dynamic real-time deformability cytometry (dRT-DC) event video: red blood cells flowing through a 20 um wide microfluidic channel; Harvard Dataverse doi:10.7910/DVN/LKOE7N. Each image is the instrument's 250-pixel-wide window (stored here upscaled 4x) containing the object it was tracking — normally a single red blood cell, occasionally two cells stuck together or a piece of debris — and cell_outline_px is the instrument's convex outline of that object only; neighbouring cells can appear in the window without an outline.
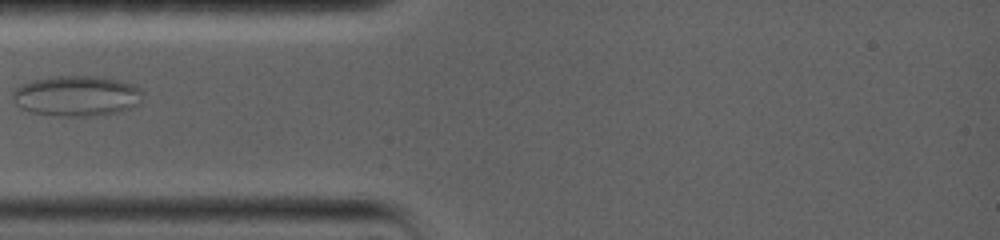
{"species": "common noctule bat (a hibernating species)", "species_latin": "Nyctalus noctula", "temperature_condition": "warm", "stored_images_in_passage": 14, "camera_frame_rate_fps": 5000, "um_per_image_px": 0.085, "animal": {"sex": "female", "body_mass_g": 19.0, "forearm_length_mm": 56.7}, "frame": {"image": 1, "passage_image": 1, "time_ms": 0.0, "image_size_px": [1000, 240], "cell_outline_px": [[140, 104], [120, 112], [92, 116], [60, 116], [28, 112], [20, 108], [12, 100], [12, 92], [20, 84], [32, 80], [52, 76], [100, 76], [120, 80], [132, 84], [140, 88]], "centroid_in_image_um": [6.48, 8.15], "position_along_channel_um": 78.5, "area_um2": 31.04}}